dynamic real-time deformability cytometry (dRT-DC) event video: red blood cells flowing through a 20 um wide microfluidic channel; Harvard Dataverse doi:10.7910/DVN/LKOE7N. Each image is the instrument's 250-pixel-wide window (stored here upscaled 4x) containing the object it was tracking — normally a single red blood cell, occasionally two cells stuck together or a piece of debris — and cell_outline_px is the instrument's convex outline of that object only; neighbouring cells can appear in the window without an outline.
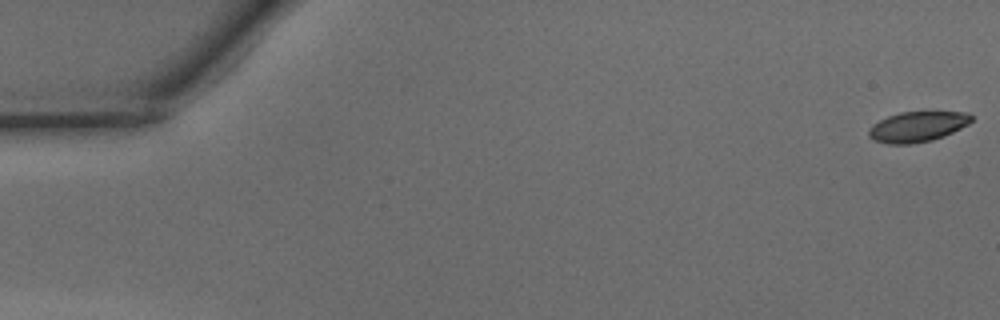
{"species": "common noctule bat (a hibernating species)", "species_latin": "Nyctalus noctula", "temperature_condition": "warm", "stored_images_in_passage": 48, "camera_frame_rate_fps": 3000, "um_per_image_px": 0.085, "animal": {"sex": "male", "body_mass_g": 15.6}, "frame": {"image": 1, "passage_image": 1, "time_ms": 0.0, "image_size_px": [1000, 320], "cell_outline_px": [[972, 120], [968, 124], [952, 132], [932, 140], [908, 144], [888, 144], [876, 140], [868, 136], [868, 128], [872, 124], [888, 116], [900, 112], [968, 112], [972, 116]], "centroid_in_image_um": [77.96, 10.76], "position_along_channel_um": 7.0, "area_um2": 17.98}}
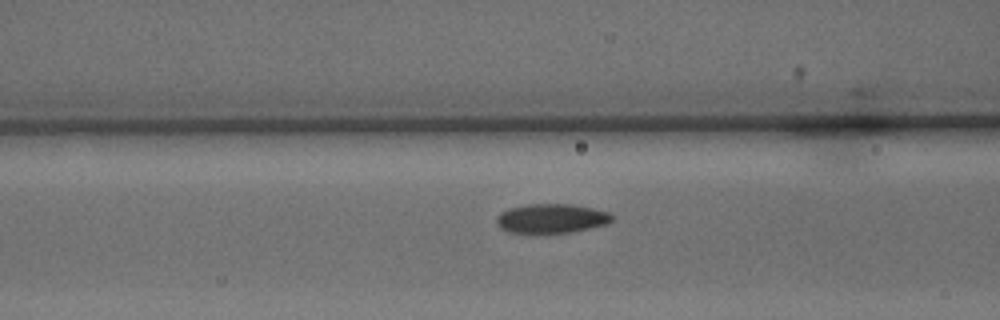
{"frame": {"image": 2, "passage_image": 20, "time_ms": 6.333, "image_size_px": [1000, 320], "cell_outline_px": [[612, 220], [608, 224], [572, 232], [508, 232], [500, 228], [496, 224], [496, 216], [500, 212], [508, 208], [528, 204], [572, 204], [592, 208], [608, 212], [612, 216]], "centroid_in_image_um": [46.84, 18.56], "position_along_channel_um": 119.8, "area_um2": 19.65}}
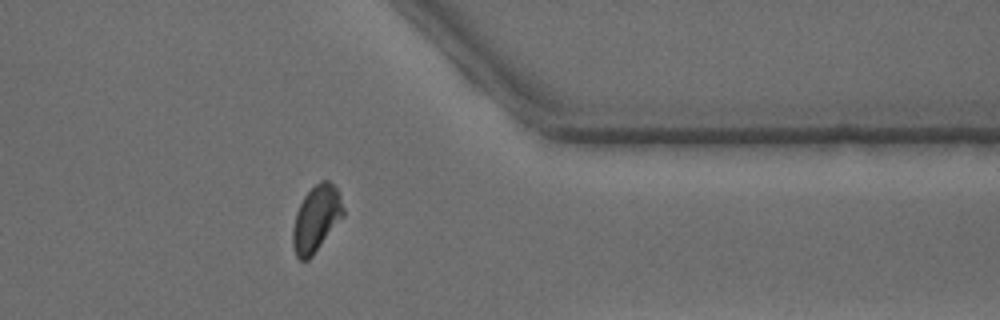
{"frame": {"image": 3, "passage_image": 40, "time_ms": 13.0, "image_size_px": [1000, 320], "cell_outline_px": [[344, 216], [312, 256], [308, 260], [300, 260], [296, 256], [292, 244], [292, 228], [296, 212], [304, 196], [320, 180], [328, 180], [336, 188], [340, 196], [344, 208]], "centroid_in_image_um": [26.87, 18.6], "position_along_channel_um": 384.5, "area_um2": 19.42}, "authors_computed_cell_mechanics": {"area_um2": 19.652, "velocity_mm_per_s": 4.146, "shape_relaxation_time_tau1_ms": 3.6463, "shape_relaxation_time_tau2_ms": 1.4071, "deformation_change_tau1": 0.1152, "deformation_change_tau2": 0.0649}}